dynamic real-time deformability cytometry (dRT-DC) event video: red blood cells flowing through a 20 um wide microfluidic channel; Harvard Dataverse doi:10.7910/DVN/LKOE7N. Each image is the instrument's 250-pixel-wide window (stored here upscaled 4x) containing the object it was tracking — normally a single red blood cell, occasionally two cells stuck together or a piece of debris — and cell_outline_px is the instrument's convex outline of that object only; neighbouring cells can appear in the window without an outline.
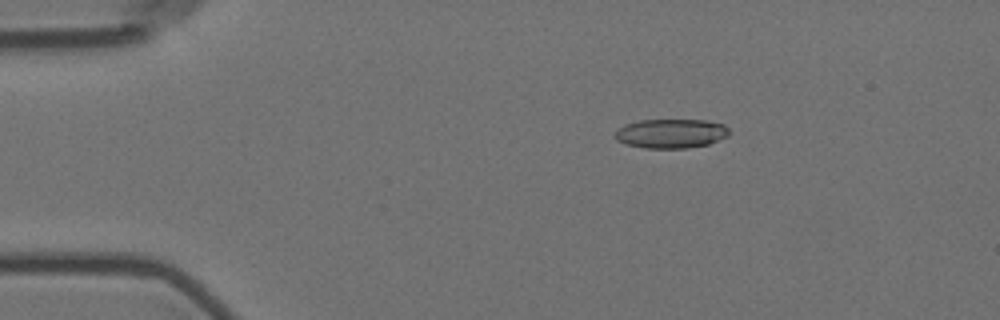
{"species": "Egyptian fruit bat (a non-hibernating species)", "species_latin": "Rousettus aegyptiacus", "temperature_condition": "room temperature", "stored_images_in_passage": 27, "camera_frame_rate_fps": 3000, "um_per_image_px": 0.085, "animal": {"sex": "female"}, "frame": {"image": 1, "passage_image": 1, "time_ms": 0.0, "image_size_px": [1000, 320], "cell_outline_px": [[728, 136], [708, 144], [688, 148], [644, 148], [624, 144], [616, 140], [616, 128], [624, 124], [640, 120], [704, 120], [724, 124], [728, 128]], "centroid_in_image_um": [57.0, 11.35], "position_along_channel_um": 28.0, "area_um2": 19.54}}
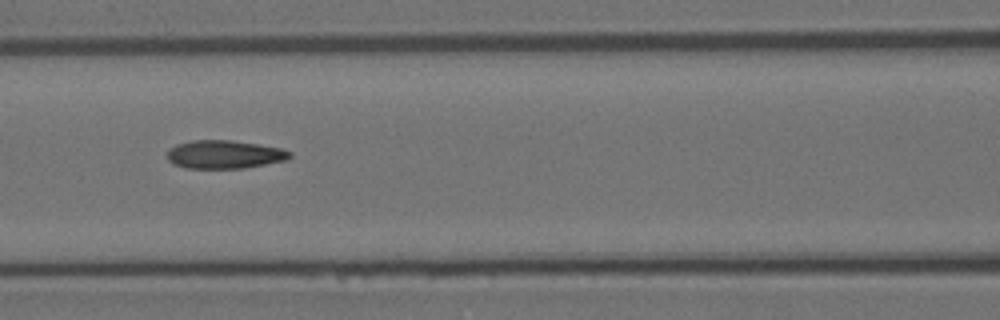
{"frame": {"image": 2, "passage_image": 16, "time_ms": 5.0, "image_size_px": [1000, 320], "cell_outline_px": [[292, 156], [288, 160], [244, 168], [184, 168], [172, 164], [168, 160], [168, 148], [176, 144], [192, 140], [232, 140], [260, 144], [280, 148], [292, 152]], "centroid_in_image_um": [19.08, 13.12], "position_along_channel_um": 147.5, "area_um2": 20.46}}
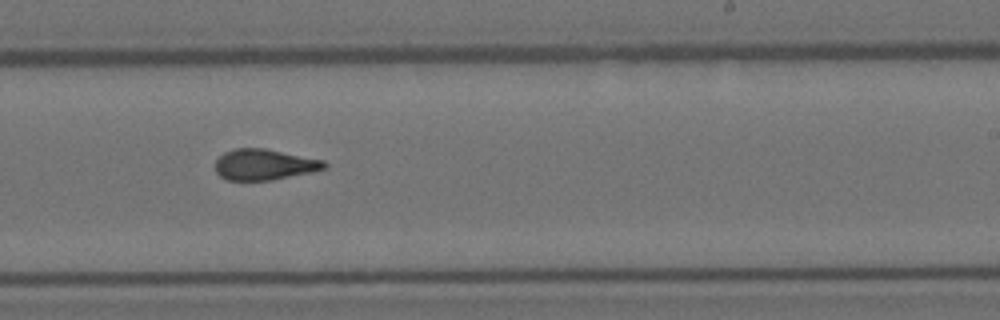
{"frame": {"image": 3, "passage_image": 26, "time_ms": 8.333, "image_size_px": [1000, 320], "cell_outline_px": [[328, 168], [312, 172], [272, 180], [228, 180], [220, 176], [216, 172], [216, 160], [224, 152], [236, 148], [264, 148], [324, 160], [328, 164]], "centroid_in_image_um": [22.49, 13.99], "position_along_channel_um": 266.5, "area_um2": 19.65}}